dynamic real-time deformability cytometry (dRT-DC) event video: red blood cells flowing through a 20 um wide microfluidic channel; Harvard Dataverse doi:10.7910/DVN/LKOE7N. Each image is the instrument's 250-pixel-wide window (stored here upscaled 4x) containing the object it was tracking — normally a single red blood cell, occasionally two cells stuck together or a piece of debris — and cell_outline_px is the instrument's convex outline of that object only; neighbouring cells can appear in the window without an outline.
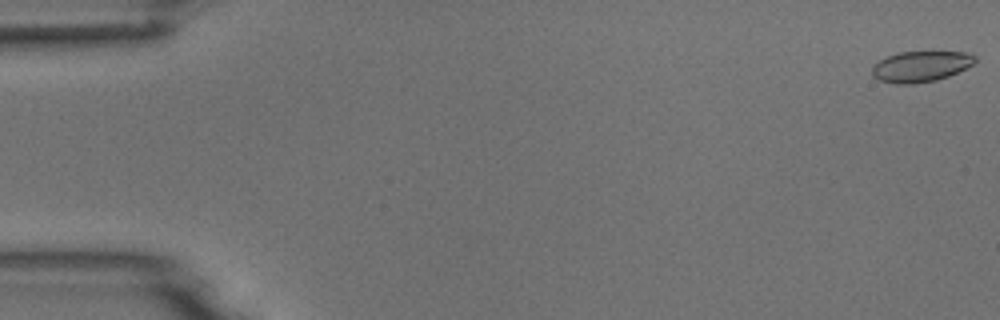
{"species": "common noctule bat (a hibernating species)", "species_latin": "Nyctalus noctula", "temperature_condition": "room temperature", "stored_images_in_passage": 11, "camera_frame_rate_fps": 3000, "um_per_image_px": 0.085, "animal": {"sex": "male", "body_mass_g": 18.8}, "frame": {"image": 1, "passage_image": 1, "time_ms": 0.0, "image_size_px": [1000, 320], "cell_outline_px": [[976, 60], [972, 64], [948, 76], [936, 80], [912, 84], [896, 84], [880, 80], [872, 76], [872, 68], [880, 60], [888, 56], [900, 52], [968, 52], [976, 56]], "centroid_in_image_um": [78.25, 5.65], "position_along_channel_um": 6.7, "area_um2": 18.21}}
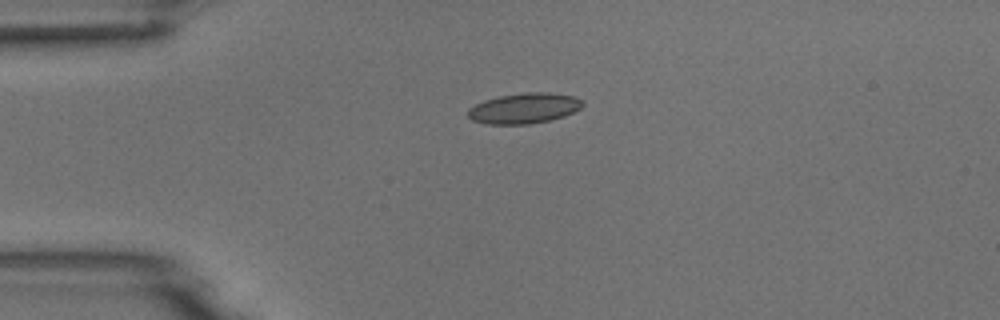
{"frame": {"image": 2, "passage_image": 4, "time_ms": 4.0, "image_size_px": [1000, 320], "cell_outline_px": [[584, 104], [580, 108], [564, 116], [548, 120], [528, 124], [488, 124], [472, 120], [468, 116], [468, 108], [484, 100], [500, 96], [524, 92], [548, 92], [572, 96], [580, 100]], "centroid_in_image_um": [44.52, 9.2], "position_along_channel_um": 40.5, "area_um2": 20.11}}